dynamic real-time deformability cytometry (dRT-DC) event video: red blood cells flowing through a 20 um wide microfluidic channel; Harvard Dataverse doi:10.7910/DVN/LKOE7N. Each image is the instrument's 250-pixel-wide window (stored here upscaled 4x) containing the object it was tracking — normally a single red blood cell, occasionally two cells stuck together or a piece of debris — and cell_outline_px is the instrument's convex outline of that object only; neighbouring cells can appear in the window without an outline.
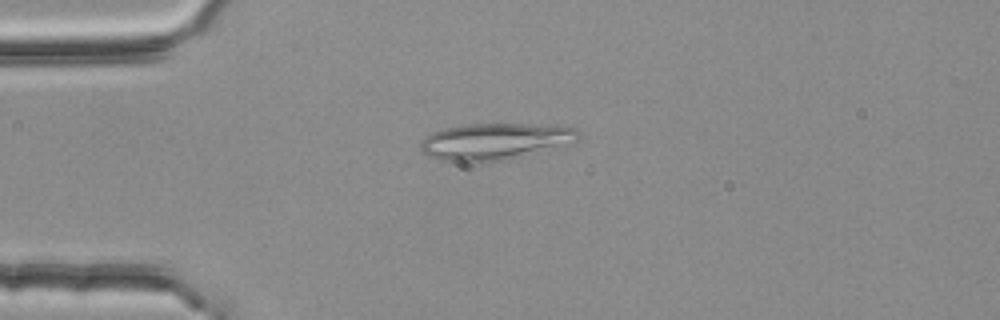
{"species": "common noctule bat (a hibernating species)", "species_latin": "Nyctalus noctula", "temperature_condition": "room temperature", "stored_images_in_passage": 41, "camera_frame_rate_fps": 3000, "um_per_image_px": 0.085, "animal": {"sex": "female", "body_mass_g": 25.1}, "frame": {"image": 1, "passage_image": 1, "time_ms": 0.0, "image_size_px": [1000, 320], "cell_outline_px": [[580, 140], [508, 160], [440, 160], [428, 156], [420, 148], [420, 140], [424, 136], [432, 132], [444, 128], [468, 124], [524, 124], [576, 128], [580, 132]], "centroid_in_image_um": [42.04, 12.0], "position_along_channel_um": 43.0, "area_um2": 33.0}}
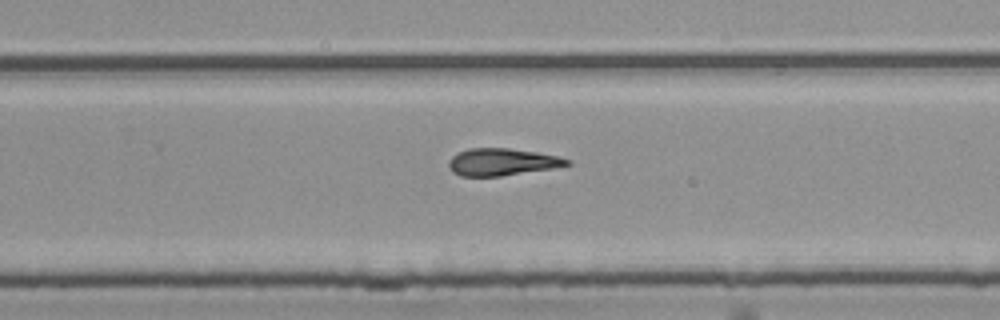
{"frame": {"image": 2, "passage_image": 22, "time_ms": 7.0, "image_size_px": [1000, 320], "cell_outline_px": [[572, 164], [552, 168], [500, 176], [460, 176], [452, 172], [448, 168], [448, 160], [456, 152], [468, 148], [508, 148], [536, 152], [560, 156], [572, 160]], "centroid_in_image_um": [42.64, 13.76], "position_along_channel_um": 287.2, "area_um2": 18.9}}
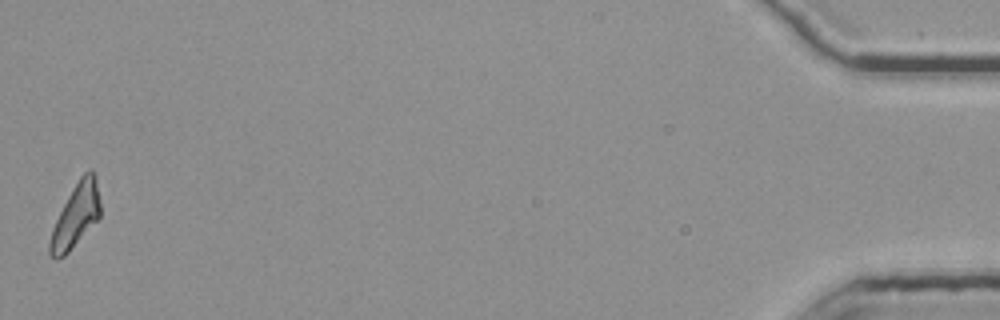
{"frame": {"image": 3, "passage_image": 41, "time_ms": 13.333, "image_size_px": [1000, 320], "cell_outline_px": [[100, 216], [68, 252], [64, 256], [56, 260], [48, 252], [48, 244], [52, 228], [72, 188], [80, 176], [84, 172], [92, 172], [96, 176], [100, 200]], "centroid_in_image_um": [6.42, 18.34], "position_along_channel_um": 428.8, "area_um2": 18.32}, "authors_computed_cell_mechanics": {"area_um2": 19.0162, "velocity_mm_per_s": 3.802, "shape_relaxation_time_tau1_ms": null, "shape_relaxation_time_tau2_ms": 8.1607, "deformation_change_tau1": null, "deformation_change_tau2": 0.1994}}